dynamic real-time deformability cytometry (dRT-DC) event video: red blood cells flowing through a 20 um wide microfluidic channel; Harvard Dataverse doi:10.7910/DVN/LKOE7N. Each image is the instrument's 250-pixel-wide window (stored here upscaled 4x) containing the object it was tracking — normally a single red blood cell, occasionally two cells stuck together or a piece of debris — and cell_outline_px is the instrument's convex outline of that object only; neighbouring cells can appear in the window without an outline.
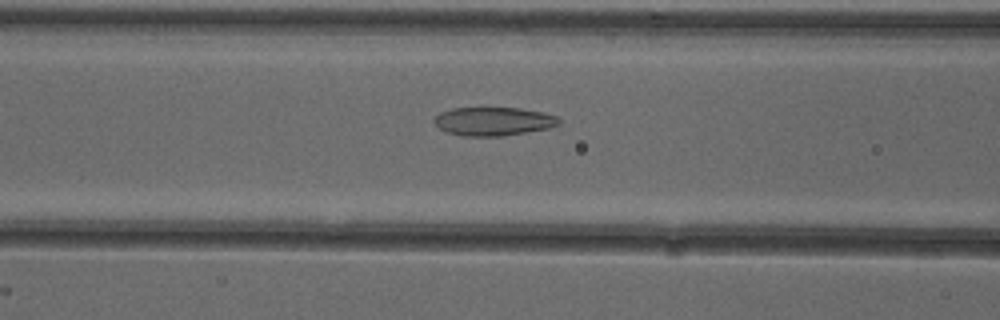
{"species": "common noctule bat (a hibernating species)", "species_latin": "Nyctalus noctula", "temperature_condition": "cold", "stored_images_in_passage": 51, "camera_frame_rate_fps": 3000, "um_per_image_px": 0.085, "animal": {"sex": "female"}, "frame": {"image": 1, "passage_image": 22, "time_ms": 7.0, "image_size_px": [1000, 320], "cell_outline_px": [[560, 124], [548, 128], [500, 136], [464, 136], [448, 132], [440, 128], [432, 120], [440, 112], [452, 108], [520, 108], [540, 112], [556, 116], [560, 120]], "centroid_in_image_um": [41.92, 10.31], "position_along_channel_um": 124.7, "area_um2": 20.46}}
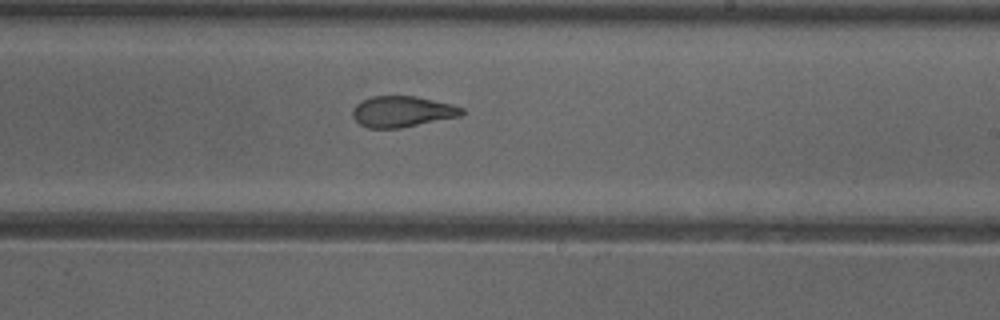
{"frame": {"image": 2, "passage_image": 32, "time_ms": 10.333, "image_size_px": [1000, 320], "cell_outline_px": [[464, 112], [460, 116], [400, 128], [368, 128], [360, 124], [352, 116], [352, 108], [360, 100], [372, 96], [416, 96], [452, 104], [464, 108]], "centroid_in_image_um": [34.16, 9.47], "position_along_channel_um": 254.8, "area_um2": 19.77}}
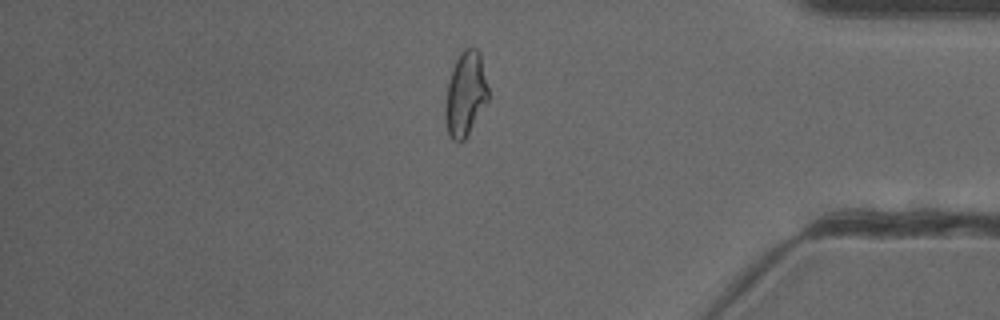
{"frame": {"image": 3, "passage_image": 45, "time_ms": 14.667, "image_size_px": [1000, 320], "cell_outline_px": [[488, 100], [464, 140], [460, 144], [452, 140], [448, 132], [444, 116], [444, 108], [448, 80], [456, 60], [460, 52], [464, 48], [476, 48], [480, 52], [488, 88]], "centroid_in_image_um": [39.55, 8.0], "position_along_channel_um": 395.7, "area_um2": 21.15}}